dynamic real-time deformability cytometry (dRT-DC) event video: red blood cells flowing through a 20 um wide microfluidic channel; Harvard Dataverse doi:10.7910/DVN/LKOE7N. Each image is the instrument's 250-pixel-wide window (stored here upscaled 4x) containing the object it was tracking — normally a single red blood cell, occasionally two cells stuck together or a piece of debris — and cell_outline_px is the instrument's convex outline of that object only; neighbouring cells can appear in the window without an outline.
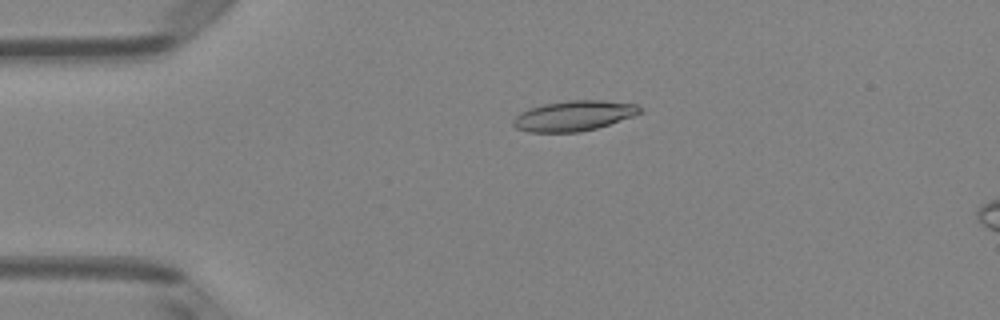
{"species": "Egyptian fruit bat (a non-hibernating species)", "species_latin": "Rousettus aegyptiacus", "temperature_condition": "room temperature", "stored_images_in_passage": 50, "camera_frame_rate_fps": 3000, "um_per_image_px": 0.085, "animal": {"sex": "female"}, "frame": {"image": 1, "passage_image": 11, "time_ms": 3.333, "image_size_px": [1000, 320], "cell_outline_px": [[644, 108], [640, 112], [632, 116], [596, 128], [580, 132], [528, 132], [516, 128], [512, 124], [512, 120], [520, 112], [528, 108], [544, 104], [568, 100], [604, 100], [636, 104]], "centroid_in_image_um": [48.74, 9.83], "position_along_channel_um": 36.3, "area_um2": 22.31}}
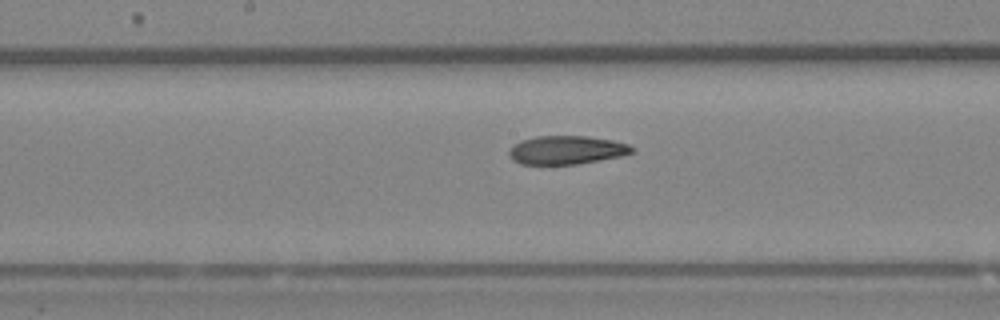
{"frame": {"image": 2, "passage_image": 26, "time_ms": 8.333, "image_size_px": [1000, 320], "cell_outline_px": [[636, 152], [620, 156], [576, 164], [520, 164], [512, 160], [508, 156], [508, 152], [512, 144], [520, 140], [536, 136], [588, 136], [612, 140], [628, 144], [636, 148]], "centroid_in_image_um": [48.13, 12.74], "position_along_channel_um": 200.1, "area_um2": 20.63}}
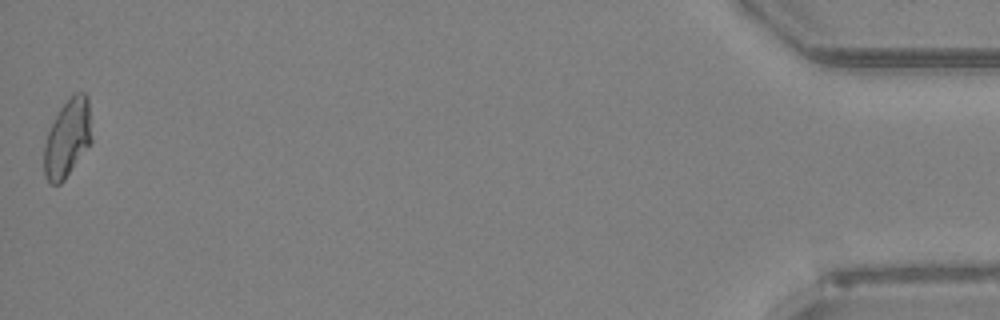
{"frame": {"image": 3, "passage_image": 50, "time_ms": 16.333, "image_size_px": [1000, 320], "cell_outline_px": [[92, 140], [64, 180], [60, 184], [48, 184], [44, 176], [44, 144], [48, 132], [60, 108], [76, 92], [84, 92], [88, 96]], "centroid_in_image_um": [5.72, 11.77], "position_along_channel_um": 429.5, "area_um2": 21.39}, "authors_computed_cell_mechanics": {"area_um2": 21.4149, "velocity_mm_per_s": 4.0468, "shape_relaxation_time_tau1_ms": 10.8418, "shape_relaxation_time_tau2_ms": 2.7188, "deformation_change_tau1": 0.2406, "deformation_change_tau2": 0.1027}}